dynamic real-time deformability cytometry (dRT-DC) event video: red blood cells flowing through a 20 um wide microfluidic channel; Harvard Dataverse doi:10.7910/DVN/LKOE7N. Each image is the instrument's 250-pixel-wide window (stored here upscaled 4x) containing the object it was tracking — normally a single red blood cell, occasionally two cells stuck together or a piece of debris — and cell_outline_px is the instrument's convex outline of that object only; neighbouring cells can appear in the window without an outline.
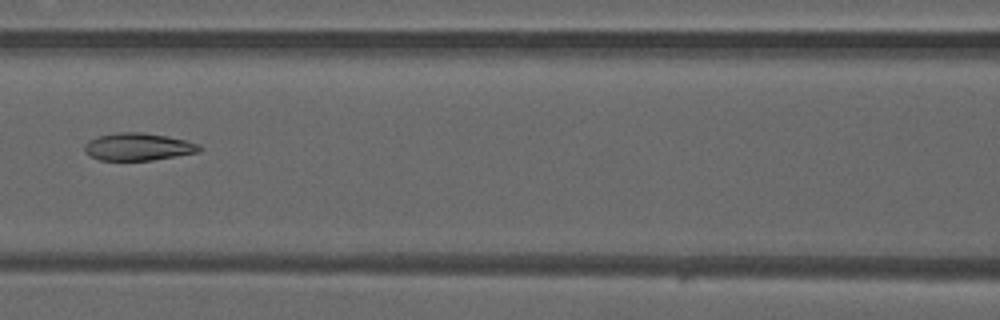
{"species": "common noctule bat (a hibernating species)", "species_latin": "Nyctalus noctula", "temperature_condition": "warm", "stored_images_in_passage": 5, "camera_frame_rate_fps": 3000, "um_per_image_px": 0.085, "animal": {"sex": "male", "forearm_length_mm": 52.5}, "frame": {"image": 1, "passage_image": 5, "time_ms": 1.333, "image_size_px": [1000, 320], "cell_outline_px": [[204, 148], [200, 152], [152, 160], [100, 160], [88, 156], [84, 148], [84, 144], [88, 140], [96, 136], [116, 132], [140, 132], [168, 136], [200, 144]], "centroid_in_image_um": [11.73, 12.47], "position_along_channel_um": 154.9, "area_um2": 18.61}}